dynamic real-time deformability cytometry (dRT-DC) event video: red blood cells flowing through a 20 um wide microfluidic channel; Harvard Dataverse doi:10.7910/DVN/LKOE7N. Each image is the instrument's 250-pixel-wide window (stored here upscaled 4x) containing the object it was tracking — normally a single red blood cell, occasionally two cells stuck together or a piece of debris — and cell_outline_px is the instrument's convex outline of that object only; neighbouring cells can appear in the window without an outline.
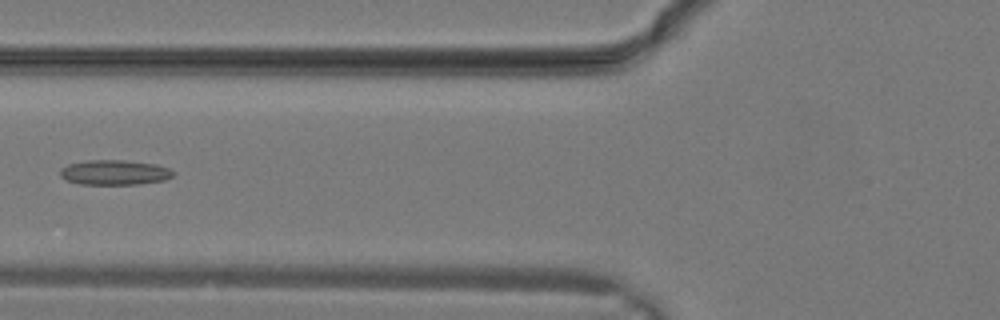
{"species": "common noctule bat (a hibernating species)", "species_latin": "Nyctalus noctula", "temperature_condition": "warm", "stored_images_in_passage": 9, "camera_frame_rate_fps": 3000, "um_per_image_px": 0.085, "animal": {"sex": "male", "body_mass_g": 19.2, "forearm_length_mm": 51.8}, "frame": {"image": 1, "passage_image": 8, "time_ms": 2.333, "image_size_px": [1000, 320], "cell_outline_px": [[176, 172], [172, 176], [164, 180], [136, 184], [80, 184], [68, 180], [60, 176], [60, 168], [68, 164], [88, 160], [124, 160], [156, 164], [168, 168]], "centroid_in_image_um": [9.73, 14.65], "position_along_channel_um": 116.1, "area_um2": 16.36}}